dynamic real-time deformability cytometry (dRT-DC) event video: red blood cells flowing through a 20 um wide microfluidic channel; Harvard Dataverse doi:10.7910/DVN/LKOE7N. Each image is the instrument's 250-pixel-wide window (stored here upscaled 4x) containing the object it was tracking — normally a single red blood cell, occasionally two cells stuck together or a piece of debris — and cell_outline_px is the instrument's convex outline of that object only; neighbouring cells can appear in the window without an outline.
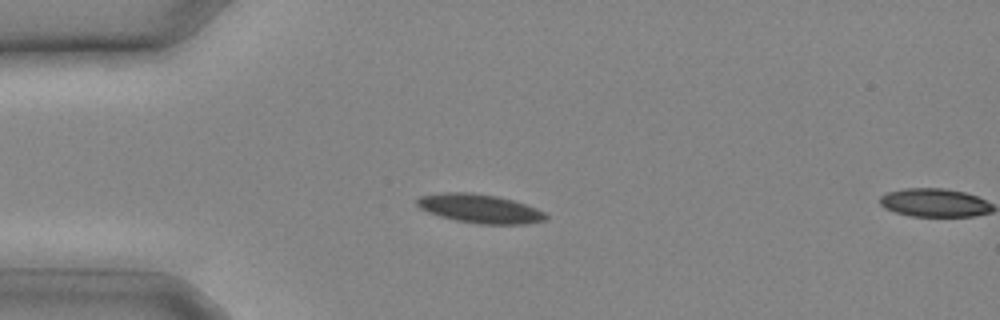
{"species": "common noctule bat (a hibernating species)", "species_latin": "Nyctalus noctula", "temperature_condition": "cold", "stored_images_in_passage": 8, "camera_frame_rate_fps": 3000, "um_per_image_px": 0.085, "animal": {"sex": "male", "body_mass_g": 20.4}, "frame": {"image": 1, "passage_image": 7, "time_ms": 2.0, "image_size_px": [1000, 320], "cell_outline_px": [[548, 216], [544, 220], [524, 224], [480, 224], [456, 220], [440, 216], [428, 212], [420, 208], [416, 204], [416, 200], [420, 196], [440, 192], [472, 192], [496, 196], [512, 200], [536, 208], [544, 212]], "centroid_in_image_um": [40.75, 17.72], "position_along_channel_um": 44.3, "area_um2": 21.56}}